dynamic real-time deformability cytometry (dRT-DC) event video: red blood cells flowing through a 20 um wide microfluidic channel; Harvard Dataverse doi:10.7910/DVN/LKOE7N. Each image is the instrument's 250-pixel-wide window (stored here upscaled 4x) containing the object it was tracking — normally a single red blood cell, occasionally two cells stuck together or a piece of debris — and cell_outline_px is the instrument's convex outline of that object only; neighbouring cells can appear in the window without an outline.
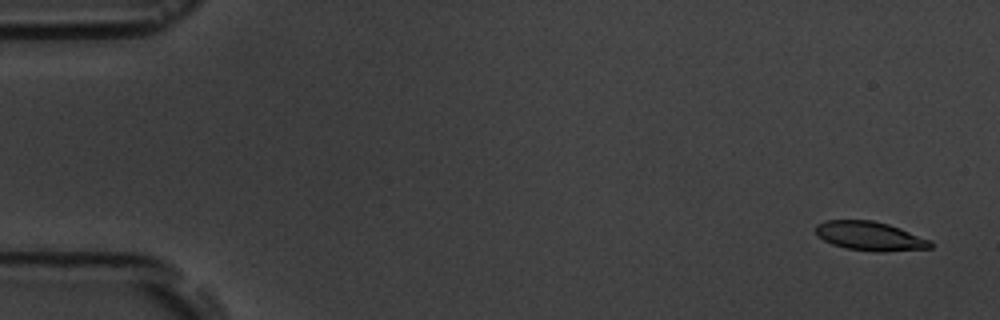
{"species": "common noctule bat (a hibernating species)", "species_latin": "Nyctalus noctula", "temperature_condition": "room temperature", "stored_images_in_passage": 5, "camera_frame_rate_fps": 3000, "um_per_image_px": 0.085, "animal": {"sex": "male", "body_mass_g": 19.5, "forearm_length_mm": 54.6}, "frame": {"image": 1, "passage_image": 1, "time_ms": 0.0, "image_size_px": [1000, 320], "cell_outline_px": [[932, 248], [884, 252], [876, 252], [844, 248], [832, 244], [824, 240], [816, 232], [816, 224], [824, 220], [872, 220], [888, 224], [900, 228], [932, 240]], "centroid_in_image_um": [73.97, 20.07], "position_along_channel_um": 11.0, "area_um2": 19.54}}
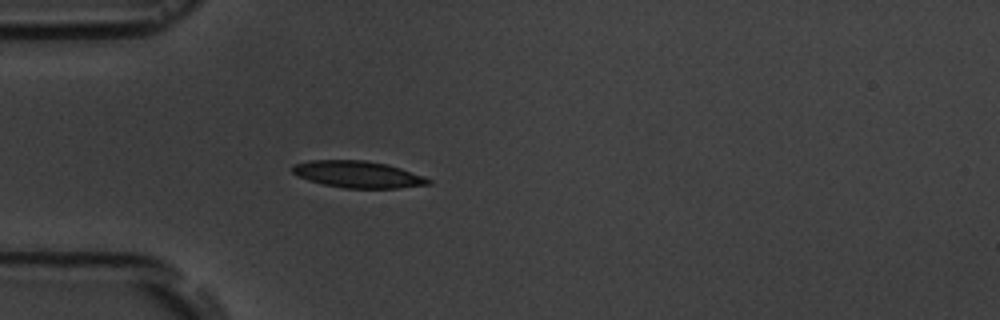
{"frame": {"image": 2, "passage_image": 5, "time_ms": 4.667, "image_size_px": [1000, 320], "cell_outline_px": [[432, 184], [400, 188], [344, 188], [324, 184], [308, 180], [296, 176], [292, 172], [292, 164], [308, 160], [364, 160], [388, 164], [424, 176], [432, 180]], "centroid_in_image_um": [30.41, 14.82], "position_along_channel_um": 54.6, "area_um2": 21.39}}